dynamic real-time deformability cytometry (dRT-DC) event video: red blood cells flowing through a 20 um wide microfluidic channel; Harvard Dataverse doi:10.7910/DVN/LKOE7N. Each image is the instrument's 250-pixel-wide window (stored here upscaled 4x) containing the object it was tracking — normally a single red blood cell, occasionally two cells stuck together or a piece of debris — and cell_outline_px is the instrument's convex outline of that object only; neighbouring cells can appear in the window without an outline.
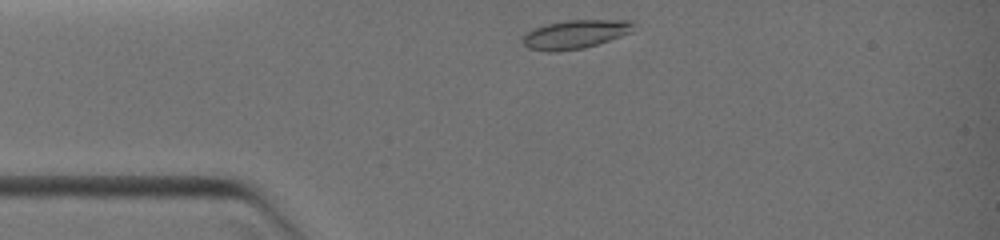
{"species": "common noctule bat (a hibernating species)", "species_latin": "Nyctalus noctula", "temperature_condition": "warm", "stored_images_in_passage": 4, "camera_frame_rate_fps": 3000, "um_per_image_px": 0.085, "animal": {"sex": "female", "body_mass_g": 19.0, "forearm_length_mm": 51.5}, "frame": {"image": 1, "passage_image": 1, "time_ms": 0.0, "image_size_px": [1000, 240], "cell_outline_px": [[636, 24], [632, 32], [584, 48], [556, 52], [548, 52], [528, 48], [520, 40], [524, 32], [544, 24], [568, 20], [632, 20]], "centroid_in_image_um": [48.85, 2.91], "position_along_channel_um": 36.2, "area_um2": 18.79}}
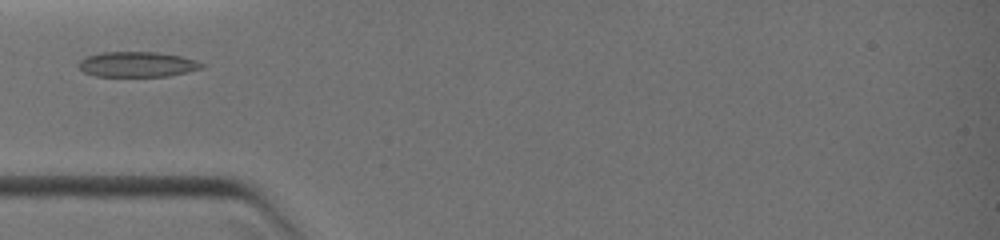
{"frame": {"image": 2, "passage_image": 3, "time_ms": 1.333, "image_size_px": [1000, 240], "cell_outline_px": [[204, 68], [188, 72], [168, 76], [96, 76], [84, 72], [76, 64], [80, 60], [88, 56], [104, 52], [156, 52], [180, 56], [196, 60], [204, 64]], "centroid_in_image_um": [11.68, 5.47], "position_along_channel_um": 73.3, "area_um2": 18.09}}